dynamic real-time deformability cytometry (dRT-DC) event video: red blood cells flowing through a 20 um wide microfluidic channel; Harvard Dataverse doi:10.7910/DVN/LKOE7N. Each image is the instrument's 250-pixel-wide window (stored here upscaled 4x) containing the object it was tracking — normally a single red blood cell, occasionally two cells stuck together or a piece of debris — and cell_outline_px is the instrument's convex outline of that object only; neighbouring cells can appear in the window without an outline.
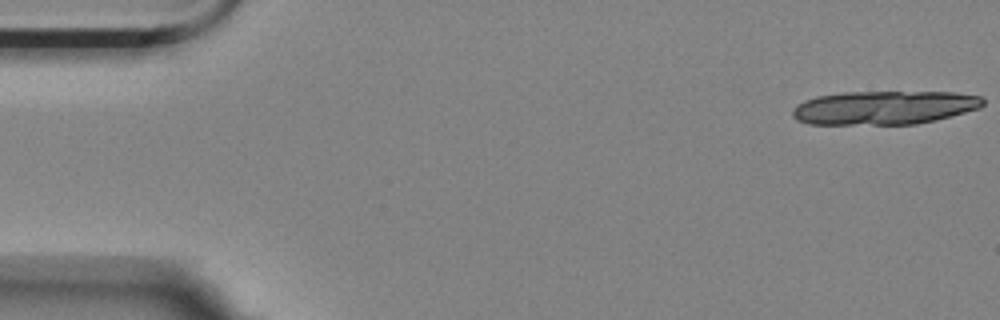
{"species": "Egyptian fruit bat (a non-hibernating species)", "species_latin": "Rousettus aegyptiacus", "temperature_condition": "room temperature", "stored_images_in_passage": 18, "camera_frame_rate_fps": 3000, "um_per_image_px": 0.085, "animal": {"sex": "female"}, "frame": {"image": 1, "passage_image": 1, "time_ms": 0.0, "image_size_px": [1000, 320], "cell_outline_px": [[984, 104], [980, 108], [916, 124], [808, 124], [796, 120], [792, 116], [792, 108], [796, 104], [804, 100], [816, 96], [844, 92], [956, 92], [980, 96], [984, 100]], "centroid_in_image_um": [75.1, 9.14], "position_along_channel_um": 9.9, "area_um2": 37.4}}